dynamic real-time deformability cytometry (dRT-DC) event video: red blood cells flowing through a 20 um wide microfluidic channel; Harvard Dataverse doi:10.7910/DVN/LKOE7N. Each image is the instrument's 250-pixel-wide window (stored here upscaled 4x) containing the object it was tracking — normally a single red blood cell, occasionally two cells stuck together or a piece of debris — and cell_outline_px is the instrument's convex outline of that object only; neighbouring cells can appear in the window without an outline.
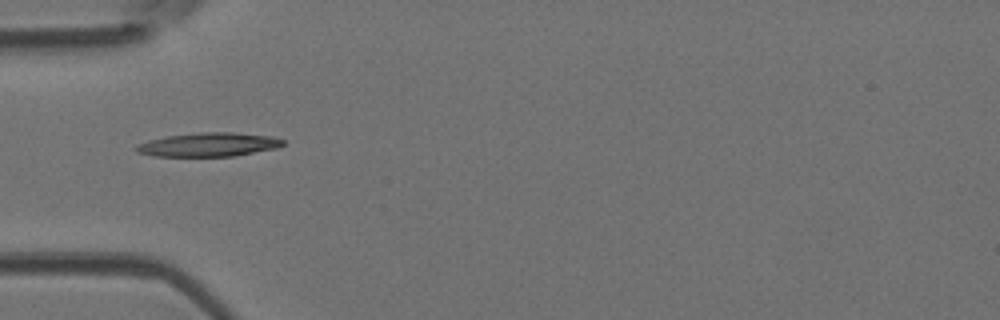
{"species": "Egyptian fruit bat (a non-hibernating species)", "species_latin": "Rousettus aegyptiacus", "temperature_condition": "room temperature", "stored_images_in_passage": 5, "camera_frame_rate_fps": 3000, "um_per_image_px": 0.085, "animal": {"sex": "female"}, "frame": {"image": 1, "passage_image": 4, "time_ms": 1.0, "image_size_px": [1000, 320], "cell_outline_px": [[284, 144], [276, 148], [232, 156], [156, 156], [136, 152], [132, 148], [136, 144], [148, 140], [168, 136], [200, 132], [232, 132], [272, 136], [284, 140]], "centroid_in_image_um": [17.69, 12.29], "position_along_channel_um": 67.3, "area_um2": 20.35}}
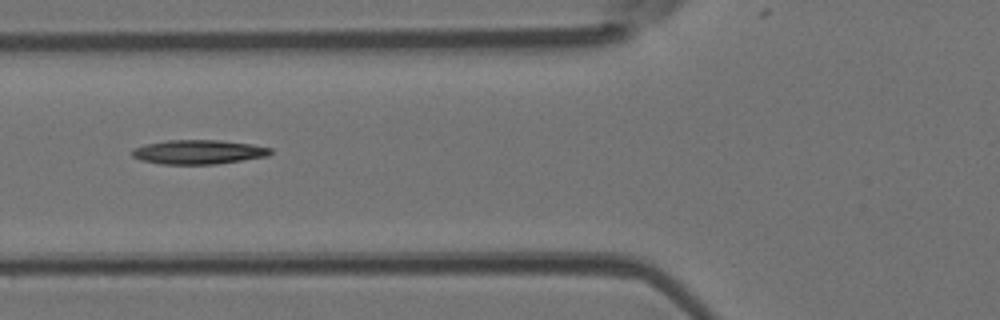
{"frame": {"image": 2, "passage_image": 5, "time_ms": 1.333, "image_size_px": [1000, 320], "cell_outline_px": [[272, 152], [268, 156], [216, 164], [160, 164], [140, 160], [132, 156], [132, 148], [148, 144], [168, 140], [220, 140], [252, 144], [272, 148]], "centroid_in_image_um": [16.88, 12.92], "position_along_channel_um": 108.9, "area_um2": 19.54}}